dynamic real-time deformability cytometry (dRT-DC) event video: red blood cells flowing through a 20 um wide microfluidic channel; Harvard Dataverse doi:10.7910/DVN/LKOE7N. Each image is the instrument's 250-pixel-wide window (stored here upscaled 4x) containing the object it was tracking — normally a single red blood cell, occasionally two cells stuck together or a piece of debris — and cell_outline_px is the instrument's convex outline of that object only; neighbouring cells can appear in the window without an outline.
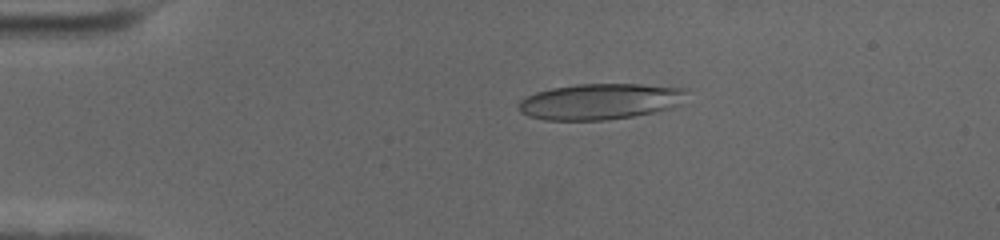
{"species": "human", "species_latin": "Homo sapiens", "temperature_condition": "cold", "stored_images_in_passage": 57, "camera_frame_rate_fps": 3000, "um_per_image_px": 0.085, "donor": {"sex": "female"}, "frame": {"image": 1, "passage_image": 12, "time_ms": 3.667, "image_size_px": [1000, 240], "cell_outline_px": [[688, 92], [680, 104], [672, 108], [632, 116], [608, 120], [544, 120], [528, 116], [520, 112], [516, 104], [520, 100], [536, 92], [552, 88], [576, 84], [640, 84], [688, 88]], "centroid_in_image_um": [51.0, 8.62], "position_along_channel_um": 34.0, "area_um2": 35.43}}
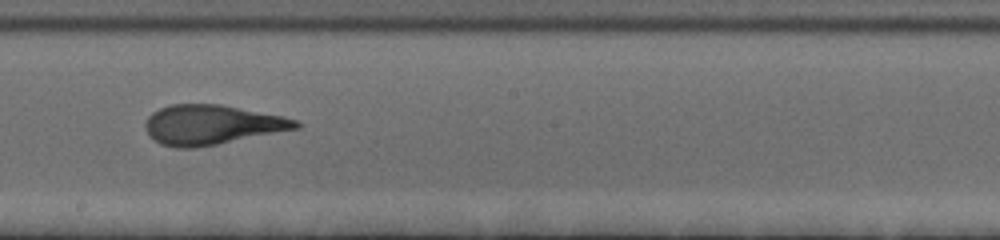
{"frame": {"image": 2, "passage_image": 33, "time_ms": 10.667, "image_size_px": [1000, 240], "cell_outline_px": [[300, 128], [216, 144], [192, 148], [176, 148], [160, 144], [144, 128], [144, 124], [148, 116], [152, 112], [160, 108], [172, 104], [220, 104], [284, 116], [296, 120], [300, 124]], "centroid_in_image_um": [17.99, 10.6], "position_along_channel_um": 230.2, "area_um2": 34.56}}
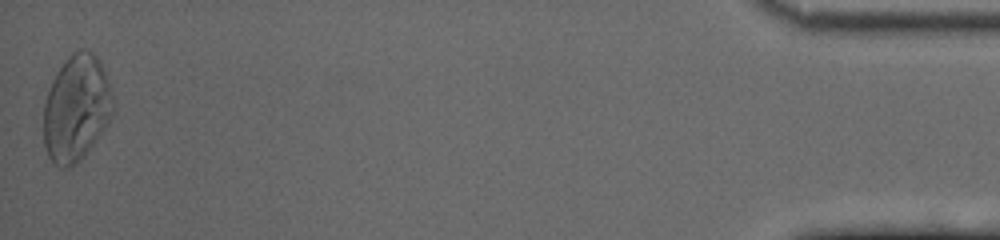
{"frame": {"image": 3, "passage_image": 57, "time_ms": 18.667, "image_size_px": [1000, 240], "cell_outline_px": [[116, 108], [112, 116], [104, 128], [84, 156], [80, 160], [68, 168], [60, 168], [52, 164], [48, 156], [44, 144], [44, 104], [52, 80], [56, 72], [68, 56], [72, 52], [80, 48], [84, 48], [92, 52], [96, 56], [108, 80], [116, 104]], "centroid_in_image_um": [6.5, 9.21], "position_along_channel_um": 428.7, "area_um2": 43.29}, "authors_computed_cell_mechanics": {"area_um2": 35.258, "velocity_mm_per_s": 3.5497, "shape_relaxation_time_tau1_ms": 7.2715, "shape_relaxation_time_tau2_ms": 1.2443, "deformation_change_tau1": 0.2626, "deformation_change_tau2": 0.114}}